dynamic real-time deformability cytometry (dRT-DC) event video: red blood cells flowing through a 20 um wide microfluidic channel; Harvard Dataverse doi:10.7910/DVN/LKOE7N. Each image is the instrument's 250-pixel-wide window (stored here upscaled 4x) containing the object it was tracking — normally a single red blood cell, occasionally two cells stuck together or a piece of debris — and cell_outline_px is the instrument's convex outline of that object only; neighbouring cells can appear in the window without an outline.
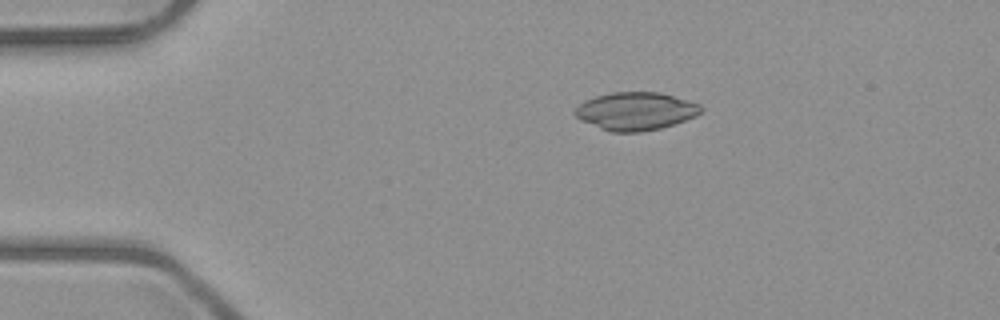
{"species": "common noctule bat (a hibernating species)", "species_latin": "Nyctalus noctula", "temperature_condition": "room temperature", "stored_images_in_passage": 6, "camera_frame_rate_fps": 3000, "um_per_image_px": 0.085, "animal": {"sex": "male", "body_mass_g": 23.1, "forearm_length_mm": 52.7}, "frame": {"image": 1, "passage_image": 3, "time_ms": 2.333, "image_size_px": [1000, 320], "cell_outline_px": [[704, 108], [696, 116], [660, 128], [640, 132], [612, 132], [600, 128], [580, 120], [572, 112], [584, 100], [596, 96], [612, 92], [660, 92], [700, 104]], "centroid_in_image_um": [54.01, 9.44], "position_along_channel_um": 31.0, "area_um2": 27.74}}
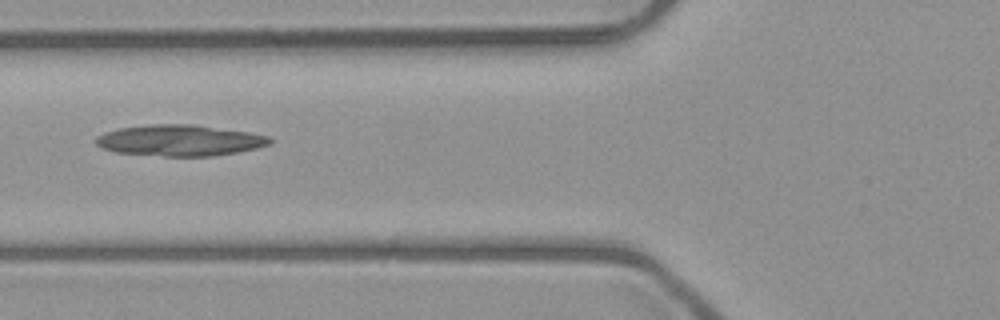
{"frame": {"image": 2, "passage_image": 5, "time_ms": 5.667, "image_size_px": [1000, 320], "cell_outline_px": [[272, 144], [256, 148], [236, 152], [212, 156], [164, 156], [116, 152], [100, 148], [96, 144], [96, 136], [104, 132], [120, 128], [152, 124], [192, 124], [248, 132], [268, 136], [272, 140]], "centroid_in_image_um": [15.26, 11.93], "position_along_channel_um": 110.5, "area_um2": 31.44}}
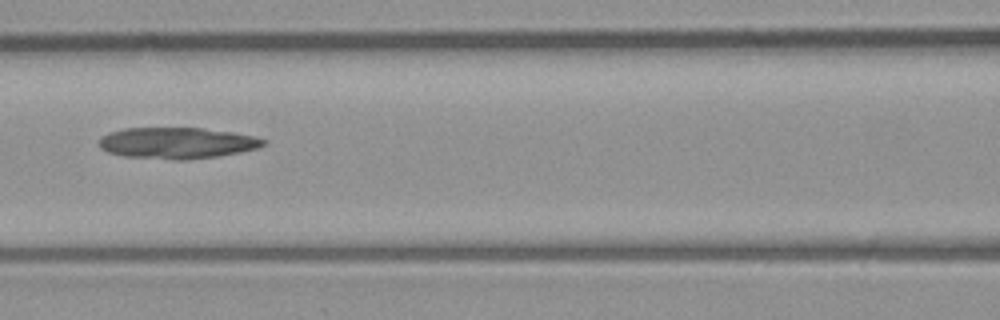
{"frame": {"image": 3, "passage_image": 6, "time_ms": 6.667, "image_size_px": [1000, 320], "cell_outline_px": [[268, 144], [260, 148], [240, 152], [216, 156], [184, 160], [172, 160], [124, 156], [108, 152], [100, 148], [100, 136], [108, 132], [124, 128], [204, 128], [232, 132], [252, 136], [268, 140]], "centroid_in_image_um": [15.06, 12.15], "position_along_channel_um": 151.5, "area_um2": 30.11}}